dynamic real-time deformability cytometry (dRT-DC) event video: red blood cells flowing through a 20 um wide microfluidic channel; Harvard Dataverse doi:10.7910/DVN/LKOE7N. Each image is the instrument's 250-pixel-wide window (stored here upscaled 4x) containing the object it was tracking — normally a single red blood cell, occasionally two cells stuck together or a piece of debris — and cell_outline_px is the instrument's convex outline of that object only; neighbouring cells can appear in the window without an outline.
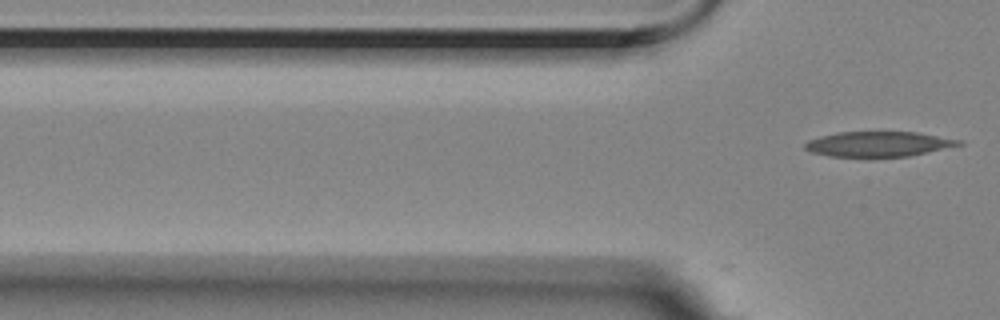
{"species": "Egyptian fruit bat (a non-hibernating species)", "species_latin": "Rousettus aegyptiacus", "temperature_condition": "room temperature", "stored_images_in_passage": 4, "camera_frame_rate_fps": 3000, "um_per_image_px": 0.085, "animal": {"sex": "female"}, "frame": {"image": 1, "passage_image": 4, "time_ms": 1.0, "image_size_px": [1000, 320], "cell_outline_px": [[964, 144], [928, 152], [908, 156], [868, 160], [828, 156], [812, 152], [804, 148], [804, 144], [808, 140], [820, 136], [840, 132], [916, 132], [964, 140]], "centroid_in_image_um": [74.65, 12.29], "position_along_channel_um": 51.2, "area_um2": 23.47}}